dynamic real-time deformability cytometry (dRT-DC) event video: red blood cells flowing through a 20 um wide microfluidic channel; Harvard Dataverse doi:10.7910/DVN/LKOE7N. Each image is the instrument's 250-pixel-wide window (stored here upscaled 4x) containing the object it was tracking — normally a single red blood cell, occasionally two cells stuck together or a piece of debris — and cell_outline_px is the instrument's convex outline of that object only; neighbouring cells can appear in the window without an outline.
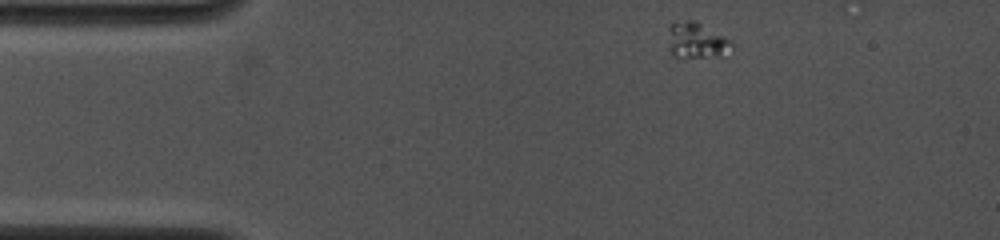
{"species": "common noctule bat (a hibernating species)", "species_latin": "Nyctalus noctula", "temperature_condition": "cold", "stored_images_in_passage": 7, "camera_frame_rate_fps": 4000, "um_per_image_px": 0.085, "animal": {"sex": "female", "body_mass_g": 19.0, "forearm_length_mm": 53.3}, "frame": {"image": 1, "passage_image": 1, "time_ms": 0.0, "image_size_px": [1000, 240], "cell_outline_px": [[732, 48], [728, 56], [672, 56], [668, 48], [668, 24], [688, 20], [696, 20], [724, 36], [732, 44]], "centroid_in_image_um": [59.19, 3.43], "position_along_channel_um": 25.8, "area_um2": 13.35}}
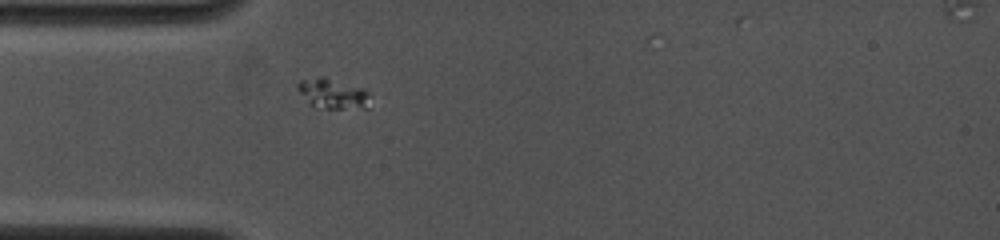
{"frame": {"image": 2, "passage_image": 7, "time_ms": 2.25, "image_size_px": [1000, 240], "cell_outline_px": [[368, 108], [316, 108], [296, 88], [296, 84], [300, 80], [320, 76], [324, 76], [364, 88], [368, 92]], "centroid_in_image_um": [28.28, 7.94], "position_along_channel_um": 56.7, "area_um2": 12.6}}